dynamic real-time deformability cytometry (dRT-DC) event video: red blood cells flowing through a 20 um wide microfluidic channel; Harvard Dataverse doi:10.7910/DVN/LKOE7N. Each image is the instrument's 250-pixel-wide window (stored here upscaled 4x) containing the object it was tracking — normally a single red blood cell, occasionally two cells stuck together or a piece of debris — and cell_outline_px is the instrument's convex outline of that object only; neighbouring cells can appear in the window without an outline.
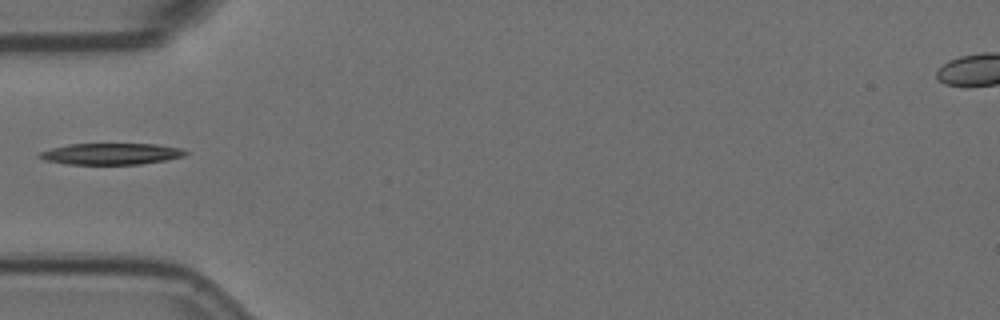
{"species": "Egyptian fruit bat (a non-hibernating species)", "species_latin": "Rousettus aegyptiacus", "temperature_condition": "room temperature", "stored_images_in_passage": 6, "camera_frame_rate_fps": 3000, "um_per_image_px": 0.085, "animal": {"sex": "female"}, "frame": {"image": 1, "passage_image": 3, "time_ms": 0.667, "image_size_px": [1000, 320], "cell_outline_px": [[188, 152], [184, 156], [168, 160], [140, 164], [68, 164], [44, 160], [36, 156], [40, 152], [52, 148], [68, 144], [156, 144], [180, 148]], "centroid_in_image_um": [9.44, 13.08], "position_along_channel_um": 75.6, "area_um2": 18.15}}
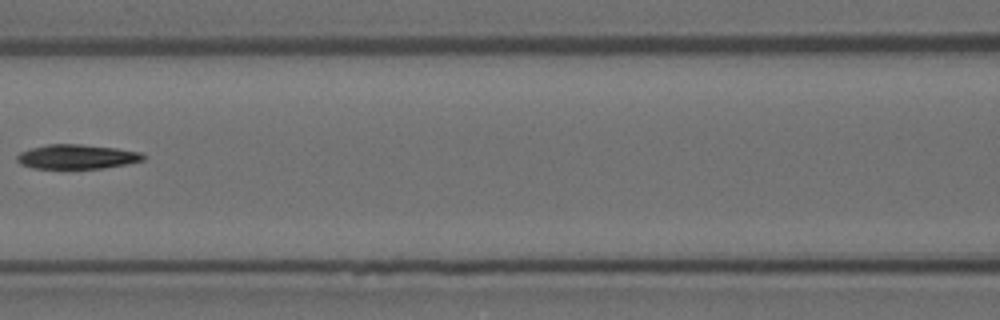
{"frame": {"image": 2, "passage_image": 5, "time_ms": 1.333, "image_size_px": [1000, 320], "cell_outline_px": [[148, 156], [144, 160], [128, 164], [104, 168], [32, 168], [20, 164], [16, 160], [16, 156], [20, 152], [32, 148], [48, 144], [80, 144], [116, 148], [140, 152]], "centroid_in_image_um": [6.56, 13.32], "position_along_channel_um": 160.0, "area_um2": 18.03}}
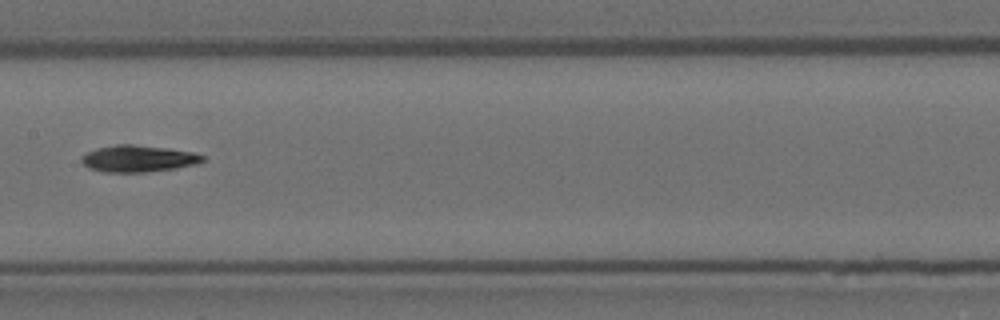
{"frame": {"image": 3, "passage_image": 6, "time_ms": 1.667, "image_size_px": [1000, 320], "cell_outline_px": [[204, 160], [196, 164], [172, 168], [144, 172], [104, 172], [88, 168], [80, 160], [80, 156], [84, 152], [96, 148], [116, 144], [132, 144], [168, 148], [192, 152], [204, 156]], "centroid_in_image_um": [11.67, 13.47], "position_along_channel_um": 195.7, "area_um2": 18.84}}